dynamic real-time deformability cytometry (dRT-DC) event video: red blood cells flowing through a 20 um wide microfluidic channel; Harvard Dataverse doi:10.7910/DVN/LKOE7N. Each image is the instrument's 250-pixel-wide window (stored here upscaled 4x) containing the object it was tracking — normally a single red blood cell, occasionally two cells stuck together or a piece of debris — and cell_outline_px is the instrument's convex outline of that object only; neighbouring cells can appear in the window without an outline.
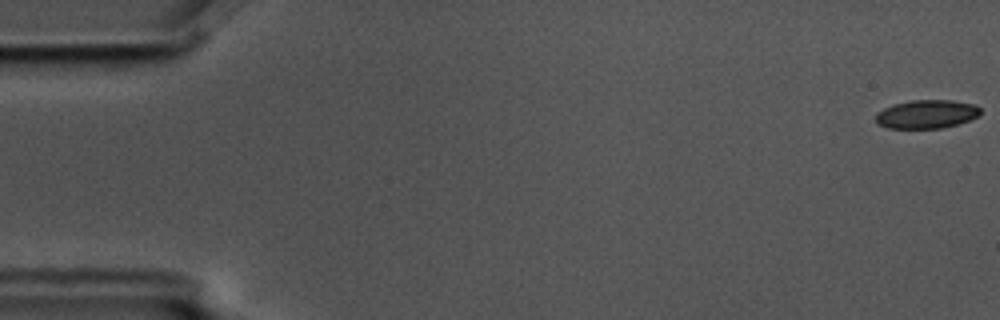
{"species": "common noctule bat (a hibernating species)", "species_latin": "Nyctalus noctula", "temperature_condition": "cold", "stored_images_in_passage": 7, "camera_frame_rate_fps": 3000, "um_per_image_px": 0.085, "animal": {"sex": "male", "body_mass_g": 17.5, "forearm_length_mm": 52.3}, "frame": {"image": 1, "passage_image": 1, "time_ms": 0.0, "image_size_px": [1000, 320], "cell_outline_px": [[980, 116], [956, 124], [940, 128], [888, 128], [876, 124], [876, 112], [892, 104], [912, 100], [952, 100], [976, 104], [980, 108]], "centroid_in_image_um": [78.75, 9.69], "position_along_channel_um": 6.3, "area_um2": 17.51}}
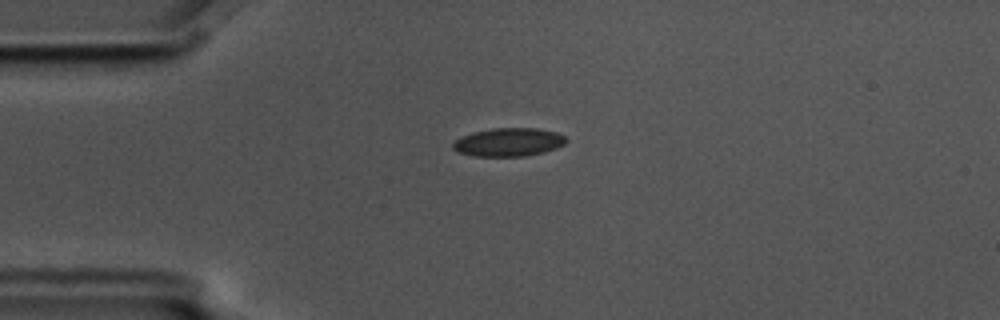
{"frame": {"image": 2, "passage_image": 5, "time_ms": 1.333, "image_size_px": [1000, 320], "cell_outline_px": [[568, 140], [564, 144], [556, 148], [544, 152], [524, 156], [472, 156], [456, 152], [452, 148], [452, 144], [460, 136], [472, 132], [492, 128], [536, 128], [556, 132], [564, 136]], "centroid_in_image_um": [43.19, 12.08], "position_along_channel_um": 41.8, "area_um2": 18.84}}